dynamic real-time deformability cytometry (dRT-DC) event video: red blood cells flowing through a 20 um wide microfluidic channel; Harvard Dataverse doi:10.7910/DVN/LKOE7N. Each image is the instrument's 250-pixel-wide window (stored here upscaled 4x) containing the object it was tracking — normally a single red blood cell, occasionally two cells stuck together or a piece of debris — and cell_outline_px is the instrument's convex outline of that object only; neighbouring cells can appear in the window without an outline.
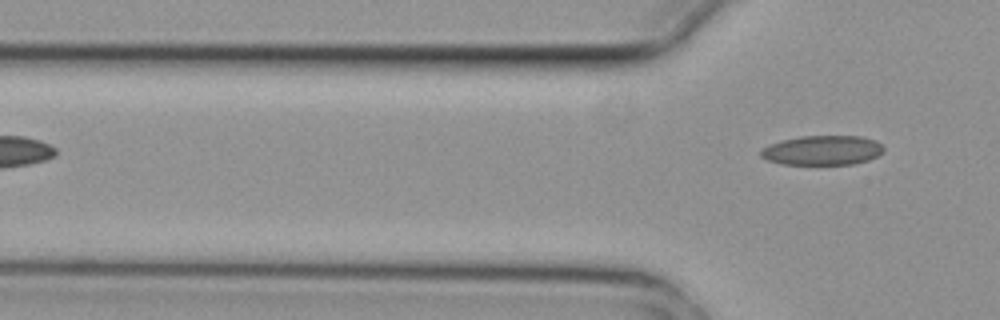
{"species": "common noctule bat (a hibernating species)", "species_latin": "Nyctalus noctula", "temperature_condition": "cold", "stored_images_in_passage": 4, "camera_frame_rate_fps": 3000, "um_per_image_px": 0.085, "animal": {"sex": "female", "body_mass_g": 29.2, "forearm_length_mm": 56.3}, "frame": {"image": 1, "passage_image": 4, "time_ms": 1.0, "image_size_px": [1000, 320], "cell_outline_px": [[884, 152], [868, 160], [852, 164], [780, 164], [768, 160], [760, 156], [760, 152], [768, 144], [780, 140], [800, 136], [860, 136], [876, 140], [884, 148]], "centroid_in_image_um": [69.89, 12.77], "position_along_channel_um": 55.9, "area_um2": 21.21}}